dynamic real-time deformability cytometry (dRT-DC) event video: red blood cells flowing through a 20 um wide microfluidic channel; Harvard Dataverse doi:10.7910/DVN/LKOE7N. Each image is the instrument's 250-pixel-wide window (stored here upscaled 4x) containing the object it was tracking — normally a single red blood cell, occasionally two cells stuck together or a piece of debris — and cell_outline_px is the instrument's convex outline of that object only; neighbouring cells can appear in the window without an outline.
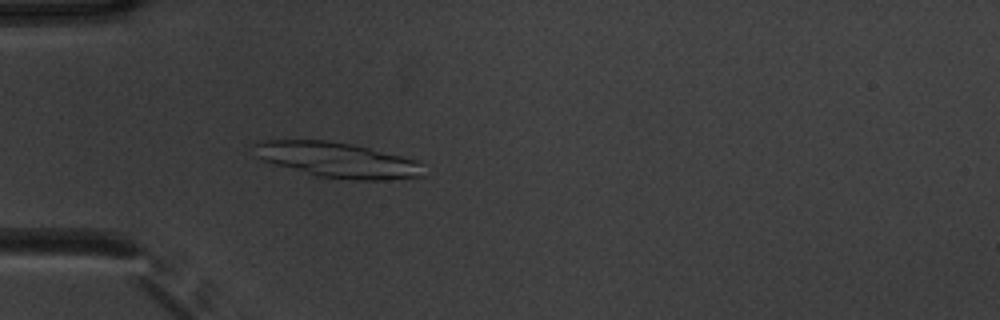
{"species": "common noctule bat (a hibernating species)", "species_latin": "Nyctalus noctula", "temperature_condition": "warm", "stored_images_in_passage": 53, "camera_frame_rate_fps": 3000, "um_per_image_px": 0.085, "animal": {"sex": "male", "body_mass_g": 20.1, "forearm_length_mm": 53.5}, "frame": {"image": 1, "passage_image": 17, "time_ms": 5.333, "image_size_px": [1000, 320], "cell_outline_px": [[424, 176], [388, 180], [356, 180], [312, 176], [264, 160], [256, 156], [248, 144], [264, 140], [324, 140], [352, 144], [416, 160], [424, 164]], "centroid_in_image_um": [28.64, 13.6], "position_along_channel_um": 56.4, "area_um2": 35.08}}
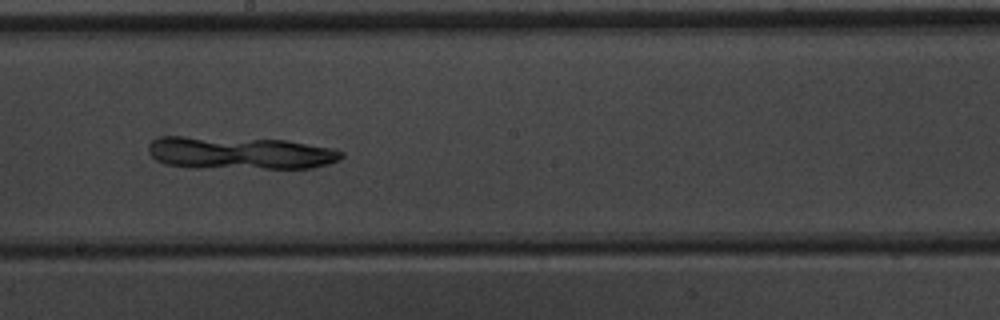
{"frame": {"image": 2, "passage_image": 31, "time_ms": 10.0, "image_size_px": [1000, 320], "cell_outline_px": [[344, 156], [340, 160], [328, 164], [312, 168], [192, 168], [168, 164], [156, 160], [148, 152], [148, 144], [152, 140], [160, 136], [184, 136], [288, 140], [336, 148], [344, 152]], "centroid_in_image_um": [20.43, 13.0], "position_along_channel_um": 227.8, "area_um2": 37.34}}
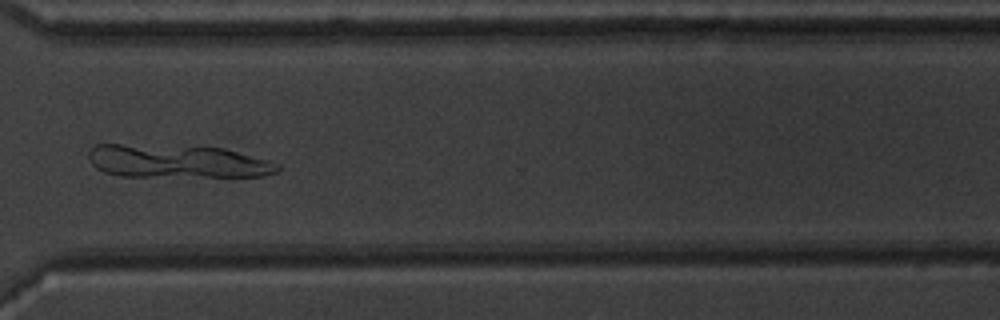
{"frame": {"image": 3, "passage_image": 41, "time_ms": 13.333, "image_size_px": [1000, 320], "cell_outline_px": [[280, 168], [276, 172], [264, 176], [120, 176], [104, 172], [96, 168], [88, 160], [88, 152], [96, 144], [120, 144], [224, 148], [268, 160], [280, 164]], "centroid_in_image_um": [15.03, 13.72], "position_along_channel_um": 355.6, "area_um2": 36.3}}